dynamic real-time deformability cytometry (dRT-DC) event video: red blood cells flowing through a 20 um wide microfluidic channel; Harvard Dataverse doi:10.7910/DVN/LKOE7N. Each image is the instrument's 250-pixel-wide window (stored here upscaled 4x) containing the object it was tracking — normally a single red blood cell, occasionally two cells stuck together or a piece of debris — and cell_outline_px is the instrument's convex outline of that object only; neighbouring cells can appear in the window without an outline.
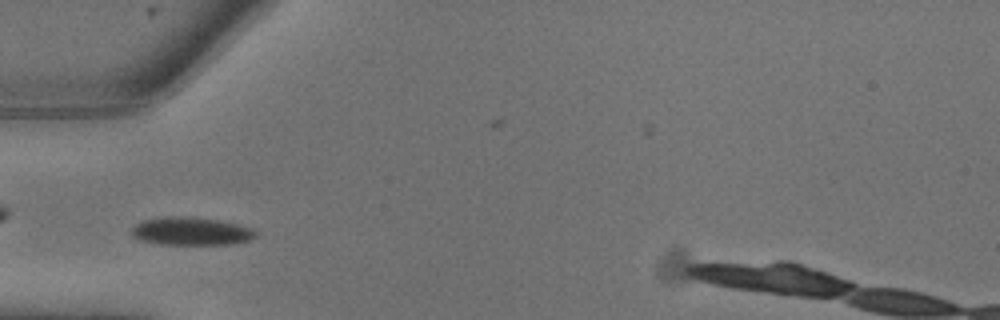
{"species": "common noctule bat (a hibernating species)", "species_latin": "Nyctalus noctula", "temperature_condition": "warm", "stored_images_in_passage": 7, "camera_frame_rate_fps": 3000, "um_per_image_px": 0.085, "animal": {"sex": "male", "body_mass_g": 13.3}, "frame": {"image": 1, "passage_image": 5, "time_ms": 1.333, "image_size_px": [1000, 320], "cell_outline_px": [[260, 236], [252, 240], [232, 244], [160, 244], [140, 240], [132, 236], [132, 228], [136, 224], [144, 220], [168, 216], [188, 216], [220, 220], [240, 224], [252, 228], [260, 232]], "centroid_in_image_um": [16.35, 19.65], "position_along_channel_um": 68.7, "area_um2": 20.63}}